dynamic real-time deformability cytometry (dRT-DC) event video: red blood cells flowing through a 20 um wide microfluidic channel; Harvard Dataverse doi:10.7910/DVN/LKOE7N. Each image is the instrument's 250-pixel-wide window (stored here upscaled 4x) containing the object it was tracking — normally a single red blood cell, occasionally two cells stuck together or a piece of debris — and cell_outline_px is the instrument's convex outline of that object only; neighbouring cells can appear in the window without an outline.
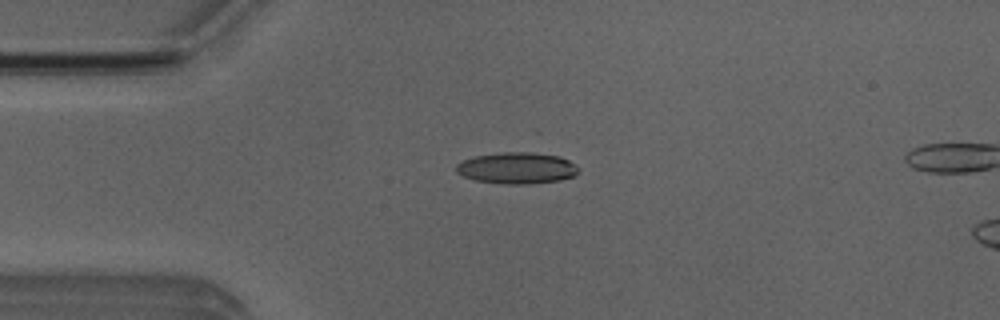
{"species": "Egyptian fruit bat (a non-hibernating species)", "species_latin": "Rousettus aegyptiacus", "temperature_condition": "room temperature", "stored_images_in_passage": 43, "camera_frame_rate_fps": 3000, "um_per_image_px": 0.085, "animal": {"sex": "male"}, "frame": {"image": 1, "passage_image": 4, "time_ms": 1.0, "image_size_px": [1000, 320], "cell_outline_px": [[580, 172], [576, 176], [560, 180], [528, 184], [504, 184], [476, 180], [464, 176], [456, 172], [456, 164], [464, 160], [476, 156], [500, 152], [532, 152], [560, 156], [568, 160], [580, 168]], "centroid_in_image_um": [43.98, 14.28], "position_along_channel_um": 41.0, "area_um2": 22.48}}
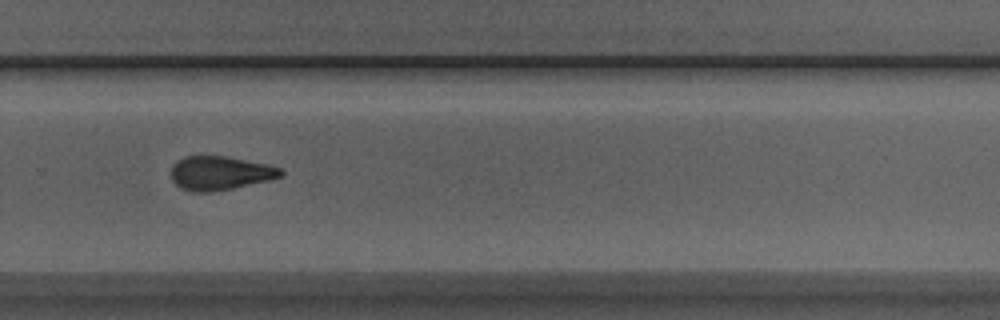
{"frame": {"image": 2, "passage_image": 26, "time_ms": 8.333, "image_size_px": [1000, 320], "cell_outline_px": [[284, 172], [280, 176], [268, 180], [232, 188], [212, 192], [192, 192], [180, 188], [172, 180], [172, 164], [176, 160], [184, 156], [228, 156], [268, 164], [280, 168]], "centroid_in_image_um": [18.67, 14.7], "position_along_channel_um": 311.1, "area_um2": 21.68}}
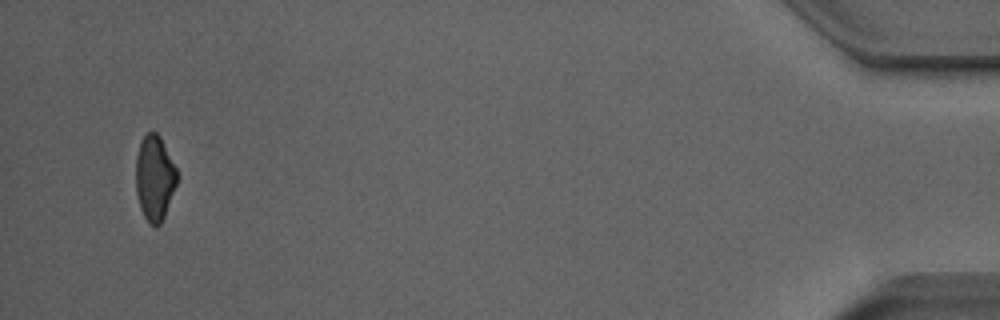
{"frame": {"image": 3, "passage_image": 41, "time_ms": 13.333, "image_size_px": [1000, 320], "cell_outline_px": [[180, 176], [164, 216], [160, 224], [156, 228], [148, 224], [140, 208], [136, 192], [136, 156], [140, 140], [148, 132], [156, 132], [160, 136]], "centroid_in_image_um": [13.14, 15.14], "position_along_channel_um": 422.1, "area_um2": 20.69}, "authors_computed_cell_mechanics": {"area_um2": 21.8484, "velocity_mm_per_s": 3.9802, "shape_relaxation_time_tau1_ms": 6.8246, "shape_relaxation_time_tau2_ms": 2.0386, "deformation_change_tau1": 0.1686, "deformation_change_tau2": 0.092}}